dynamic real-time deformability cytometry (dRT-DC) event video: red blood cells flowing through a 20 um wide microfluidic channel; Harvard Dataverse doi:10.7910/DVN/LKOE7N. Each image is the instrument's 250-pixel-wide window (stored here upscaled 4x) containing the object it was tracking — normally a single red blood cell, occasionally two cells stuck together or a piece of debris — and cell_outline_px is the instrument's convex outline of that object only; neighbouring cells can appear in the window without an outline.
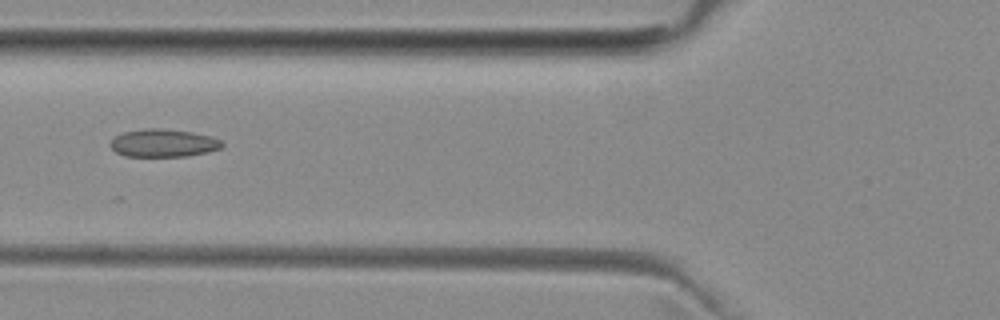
{"species": "common noctule bat (a hibernating species)", "species_latin": "Nyctalus noctula", "temperature_condition": "room temperature", "stored_images_in_passage": 6, "camera_frame_rate_fps": 3000, "um_per_image_px": 0.085, "animal": {"sex": "female", "body_mass_g": 29.2, "forearm_length_mm": 56.3}, "frame": {"image": 1, "passage_image": 6, "time_ms": 5.667, "image_size_px": [1000, 320], "cell_outline_px": [[224, 144], [220, 148], [208, 152], [188, 156], [124, 156], [116, 152], [108, 144], [116, 136], [124, 132], [144, 128], [160, 128], [192, 132], [212, 136], [220, 140]], "centroid_in_image_um": [13.89, 12.16], "position_along_channel_um": 111.9, "area_um2": 18.15}}